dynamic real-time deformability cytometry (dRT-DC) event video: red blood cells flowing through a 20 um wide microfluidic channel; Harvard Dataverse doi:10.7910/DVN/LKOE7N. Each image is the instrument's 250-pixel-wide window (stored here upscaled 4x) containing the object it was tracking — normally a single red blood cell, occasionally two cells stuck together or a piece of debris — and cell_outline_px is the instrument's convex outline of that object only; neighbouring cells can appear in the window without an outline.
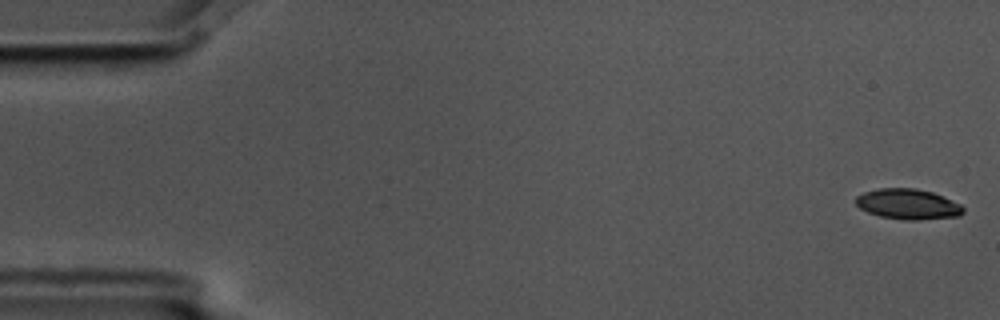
{"species": "common noctule bat (a hibernating species)", "species_latin": "Nyctalus noctula", "temperature_condition": "cold", "stored_images_in_passage": 5, "camera_frame_rate_fps": 3000, "um_per_image_px": 0.085, "animal": {"sex": "male", "body_mass_g": 17.5, "forearm_length_mm": 52.3}, "frame": {"image": 1, "passage_image": 1, "time_ms": 0.0, "image_size_px": [1000, 320], "cell_outline_px": [[964, 212], [960, 216], [916, 220], [904, 220], [880, 216], [868, 212], [860, 208], [856, 204], [856, 196], [864, 192], [880, 188], [916, 188], [932, 192], [960, 204], [964, 208]], "centroid_in_image_um": [77.17, 17.35], "position_along_channel_um": 7.8, "area_um2": 18.96}}
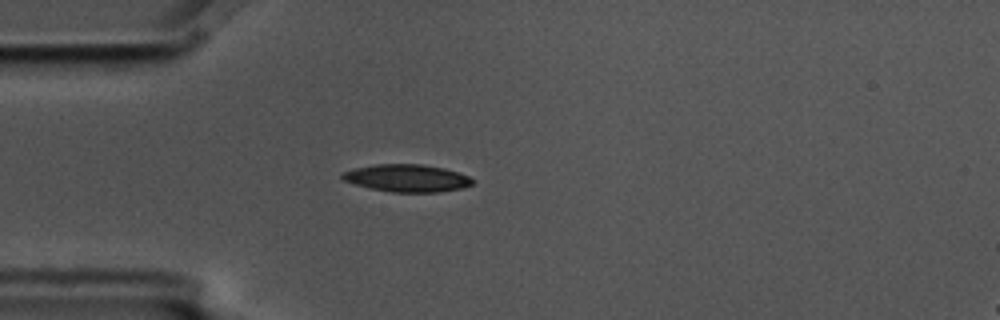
{"frame": {"image": 2, "passage_image": 5, "time_ms": 1.333, "image_size_px": [1000, 320], "cell_outline_px": [[472, 184], [460, 188], [440, 192], [392, 192], [372, 188], [356, 184], [344, 180], [340, 176], [340, 172], [356, 168], [376, 164], [420, 164], [444, 168], [468, 176], [472, 180]], "centroid_in_image_um": [34.56, 15.13], "position_along_channel_um": 50.4, "area_um2": 20.52}}